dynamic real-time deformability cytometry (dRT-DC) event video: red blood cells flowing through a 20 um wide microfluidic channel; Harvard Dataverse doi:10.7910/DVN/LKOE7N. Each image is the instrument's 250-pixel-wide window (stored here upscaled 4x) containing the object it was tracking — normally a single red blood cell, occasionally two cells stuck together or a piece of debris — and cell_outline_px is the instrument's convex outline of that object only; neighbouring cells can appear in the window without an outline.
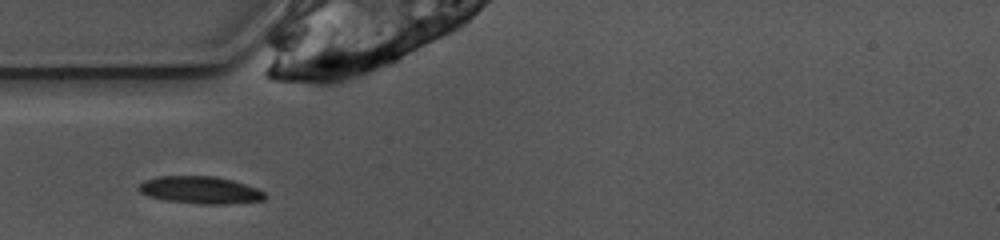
{"species": "common noctule bat (a hibernating species)", "species_latin": "Nyctalus noctula", "temperature_condition": "warm", "stored_images_in_passage": 24, "camera_frame_rate_fps": 3000, "um_per_image_px": 0.085, "animal": {"sex": "female", "body_mass_g": 10.0, "forearm_length_mm": 53.1}, "frame": {"image": 1, "passage_image": 1, "time_ms": 0.0, "image_size_px": [1000, 240], "cell_outline_px": [[268, 196], [264, 200], [228, 204], [200, 204], [164, 200], [148, 196], [140, 192], [136, 188], [144, 180], [160, 176], [216, 176], [232, 180], [256, 188], [264, 192]], "centroid_in_image_um": [17.01, 16.16], "position_along_channel_um": 68.0, "area_um2": 20.17}}
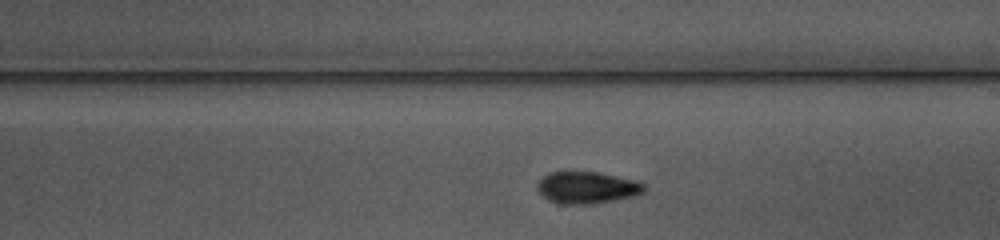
{"frame": {"image": 2, "passage_image": 14, "time_ms": 4.333, "image_size_px": [1000, 240], "cell_outline_px": [[644, 192], [640, 196], [596, 204], [560, 204], [548, 200], [536, 188], [536, 184], [548, 172], [600, 172], [636, 180], [644, 184]], "centroid_in_image_um": [49.94, 15.96], "position_along_channel_um": 239.1, "area_um2": 20.23}}
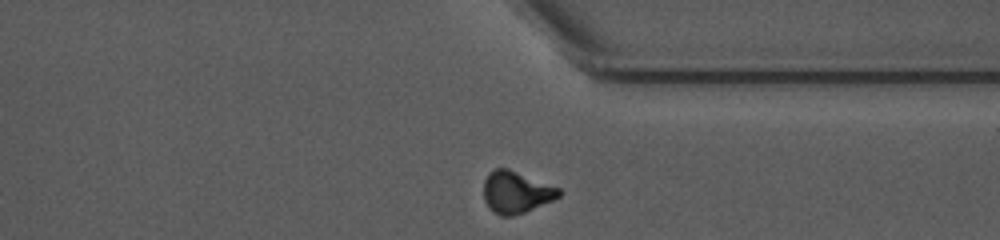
{"frame": {"image": 3, "passage_image": 24, "time_ms": 7.667, "image_size_px": [1000, 240], "cell_outline_px": [[564, 192], [560, 196], [552, 200], [524, 212], [512, 216], [500, 216], [492, 212], [488, 208], [484, 200], [484, 180], [488, 172], [496, 168], [508, 168], [560, 188]], "centroid_in_image_um": [43.85, 16.33], "position_along_channel_um": 367.5, "area_um2": 18.5}}